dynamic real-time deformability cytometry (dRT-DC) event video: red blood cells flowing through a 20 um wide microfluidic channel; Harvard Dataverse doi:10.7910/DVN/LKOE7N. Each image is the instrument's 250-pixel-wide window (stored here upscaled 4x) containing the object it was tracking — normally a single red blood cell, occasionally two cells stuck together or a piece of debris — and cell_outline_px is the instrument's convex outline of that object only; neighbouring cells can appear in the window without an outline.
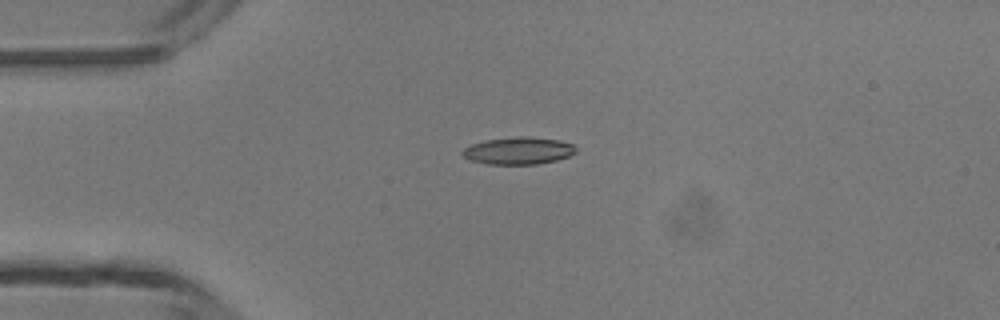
{"species": "common noctule bat (a hibernating species)", "species_latin": "Nyctalus noctula", "temperature_condition": "room temperature", "stored_images_in_passage": 6, "camera_frame_rate_fps": 3000, "um_per_image_px": 0.085, "animal": {"sex": "male", "body_mass_g": 13.3}, "frame": {"image": 1, "passage_image": 4, "time_ms": 3.667, "image_size_px": [1000, 320], "cell_outline_px": [[576, 152], [568, 156], [556, 160], [536, 164], [488, 164], [468, 160], [460, 152], [464, 148], [472, 144], [484, 140], [520, 136], [528, 136], [560, 140], [572, 144], [576, 148]], "centroid_in_image_um": [44.04, 12.81], "position_along_channel_um": 41.0, "area_um2": 18.03}}
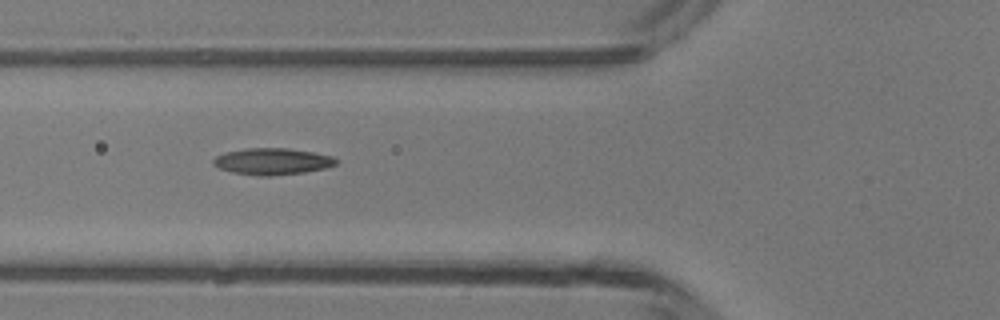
{"frame": {"image": 2, "passage_image": 6, "time_ms": 5.667, "image_size_px": [1000, 320], "cell_outline_px": [[336, 164], [324, 168], [304, 172], [268, 176], [260, 176], [232, 172], [220, 168], [212, 164], [212, 160], [216, 156], [224, 152], [244, 148], [288, 148], [312, 152], [332, 156], [336, 160]], "centroid_in_image_um": [23.1, 13.71], "position_along_channel_um": 102.7, "area_um2": 18.9}}